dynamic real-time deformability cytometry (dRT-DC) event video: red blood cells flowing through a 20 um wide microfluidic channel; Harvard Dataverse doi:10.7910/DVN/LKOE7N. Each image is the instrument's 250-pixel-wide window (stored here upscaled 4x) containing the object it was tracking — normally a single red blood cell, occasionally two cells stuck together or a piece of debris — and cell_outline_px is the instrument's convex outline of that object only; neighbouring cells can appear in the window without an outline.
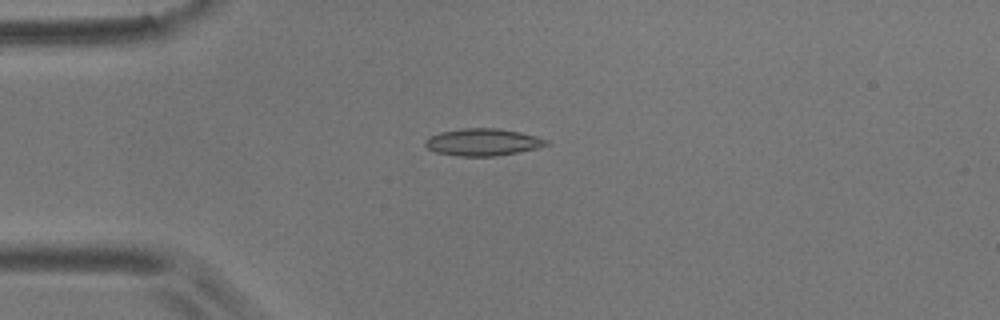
{"species": "common noctule bat (a hibernating species)", "species_latin": "Nyctalus noctula", "temperature_condition": "room temperature", "stored_images_in_passage": 4, "camera_frame_rate_fps": 3000, "um_per_image_px": 0.085, "animal": {"sex": "male", "body_mass_g": 17.9}, "frame": {"image": 1, "passage_image": 4, "time_ms": 1.0, "image_size_px": [1000, 320], "cell_outline_px": [[552, 144], [536, 148], [496, 156], [456, 156], [436, 152], [428, 148], [424, 144], [424, 140], [440, 132], [464, 128], [496, 128], [520, 132], [536, 136], [548, 140]], "centroid_in_image_um": [41.05, 12.08], "position_along_channel_um": 44.0, "area_um2": 19.07}}